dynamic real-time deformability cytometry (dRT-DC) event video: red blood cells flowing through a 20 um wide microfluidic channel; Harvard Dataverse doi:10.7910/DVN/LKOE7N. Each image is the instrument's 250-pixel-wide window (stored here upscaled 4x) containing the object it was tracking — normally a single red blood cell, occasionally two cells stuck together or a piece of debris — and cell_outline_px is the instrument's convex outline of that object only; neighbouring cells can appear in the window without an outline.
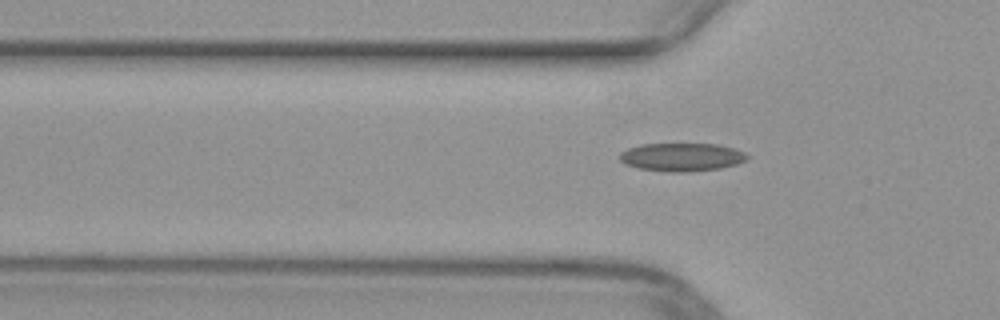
{"species": "common noctule bat (a hibernating species)", "species_latin": "Nyctalus noctula", "temperature_condition": "warm", "stored_images_in_passage": 2, "camera_frame_rate_fps": 3000, "um_per_image_px": 0.085, "animal": {"sex": "female", "body_mass_g": 29.2, "forearm_length_mm": 56.3}, "frame": {"image": 1, "passage_image": 2, "time_ms": 0.333, "image_size_px": [1000, 320], "cell_outline_px": [[748, 156], [744, 160], [736, 164], [720, 168], [688, 172], [668, 172], [640, 168], [624, 164], [620, 160], [620, 152], [628, 148], [640, 144], [716, 144], [736, 148], [744, 152]], "centroid_in_image_um": [57.93, 13.35], "position_along_channel_um": 67.9, "area_um2": 20.92}}